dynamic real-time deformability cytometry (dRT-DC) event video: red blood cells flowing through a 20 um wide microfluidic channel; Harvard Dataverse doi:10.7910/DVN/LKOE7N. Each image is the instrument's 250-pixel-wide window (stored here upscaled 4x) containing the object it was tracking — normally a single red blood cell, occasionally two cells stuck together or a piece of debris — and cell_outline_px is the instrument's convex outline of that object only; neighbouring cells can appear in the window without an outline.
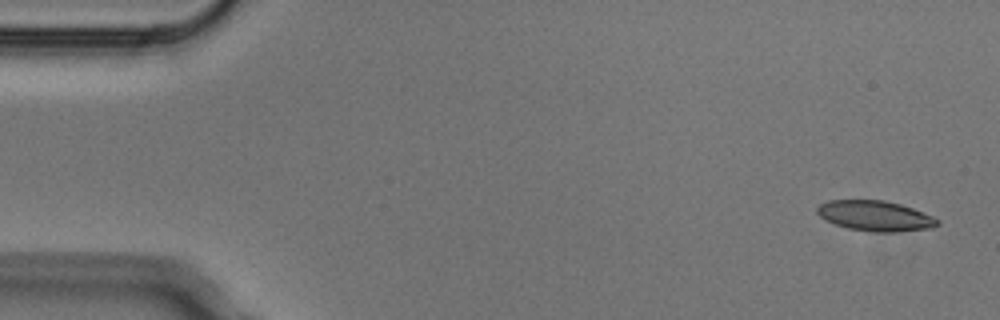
{"species": "Egyptian fruit bat (a non-hibernating species)", "species_latin": "Rousettus aegyptiacus", "temperature_condition": "cold", "stored_images_in_passage": 5, "segment_of_instrument_passage": [1, 2], "camera_frame_rate_fps": 3000, "um_per_image_px": 0.085, "animal": {"sex": "male"}, "frame": {"image": 1, "passage_image": 1, "time_ms": 0.0, "image_size_px": [1000, 320], "cell_outline_px": [[940, 224], [932, 228], [896, 232], [872, 232], [848, 228], [836, 224], [820, 216], [816, 212], [816, 208], [820, 204], [828, 200], [884, 200], [900, 204], [912, 208], [932, 216], [940, 220]], "centroid_in_image_um": [74.41, 18.35], "position_along_channel_um": 10.6, "area_um2": 21.21}}